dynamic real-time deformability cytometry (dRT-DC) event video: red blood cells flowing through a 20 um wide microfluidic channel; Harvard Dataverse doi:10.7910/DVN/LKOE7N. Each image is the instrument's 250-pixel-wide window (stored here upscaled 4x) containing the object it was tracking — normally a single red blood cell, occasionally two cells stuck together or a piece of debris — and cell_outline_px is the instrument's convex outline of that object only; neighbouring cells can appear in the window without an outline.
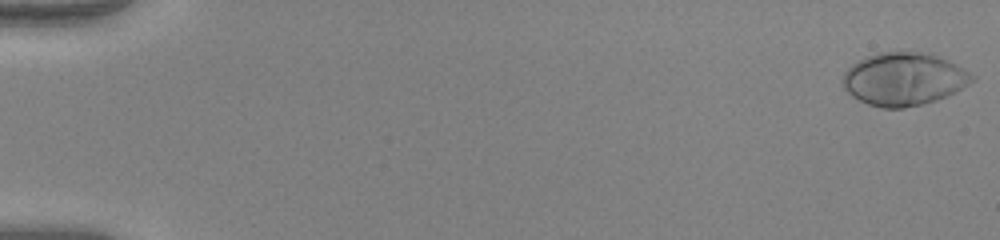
{"species": "human", "species_latin": "Homo sapiens", "temperature_condition": "warm", "stored_images_in_passage": 52, "camera_frame_rate_fps": 3000, "um_per_image_px": 0.085, "donor": {"sex": "female"}, "frame": {"image": 1, "passage_image": 1, "time_ms": 0.0, "image_size_px": [1000, 240], "cell_outline_px": [[976, 76], [968, 84], [956, 92], [948, 96], [936, 100], [904, 108], [880, 108], [868, 104], [852, 96], [844, 88], [840, 80], [844, 72], [852, 64], [868, 56], [880, 52], [924, 52], [948, 60], [964, 68]], "centroid_in_image_um": [76.81, 6.73], "position_along_channel_um": 8.2, "area_um2": 39.82}}
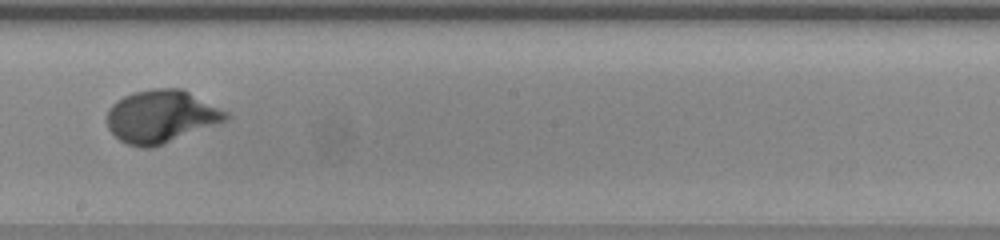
{"frame": {"image": 2, "passage_image": 31, "time_ms": 10.0, "image_size_px": [1000, 240], "cell_outline_px": [[232, 116], [228, 120], [152, 148], [140, 148], [128, 144], [120, 140], [108, 128], [108, 108], [116, 100], [132, 92], [152, 88], [184, 88], [228, 112]], "centroid_in_image_um": [13.72, 9.88], "position_along_channel_um": 234.5, "area_um2": 36.76}}
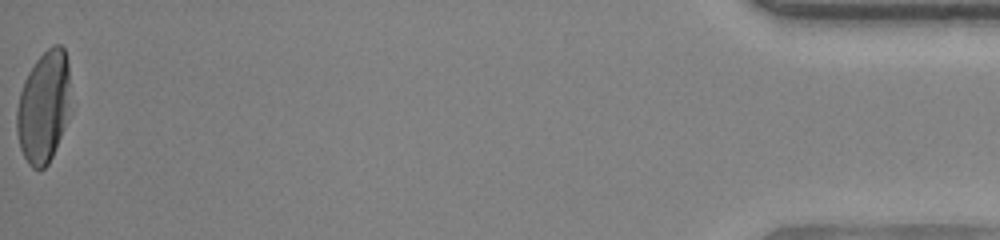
{"frame": {"image": 3, "passage_image": 52, "time_ms": 17.0, "image_size_px": [1000, 240], "cell_outline_px": [[72, 112], [52, 156], [48, 164], [44, 168], [32, 168], [28, 164], [20, 148], [16, 132], [16, 108], [20, 92], [24, 80], [28, 72], [36, 60], [52, 44], [60, 44], [64, 48], [68, 60]], "centroid_in_image_um": [3.74, 9.07], "position_along_channel_um": 431.5, "area_um2": 35.89}, "authors_computed_cell_mechanics": {"area_um2": 35.836, "velocity_mm_per_s": 4.0787, "shape_relaxation_time_tau1_ms": 2.7951, "shape_relaxation_time_tau2_ms": null, "deformation_change_tau1": 0.2297, "deformation_change_tau2": null}}